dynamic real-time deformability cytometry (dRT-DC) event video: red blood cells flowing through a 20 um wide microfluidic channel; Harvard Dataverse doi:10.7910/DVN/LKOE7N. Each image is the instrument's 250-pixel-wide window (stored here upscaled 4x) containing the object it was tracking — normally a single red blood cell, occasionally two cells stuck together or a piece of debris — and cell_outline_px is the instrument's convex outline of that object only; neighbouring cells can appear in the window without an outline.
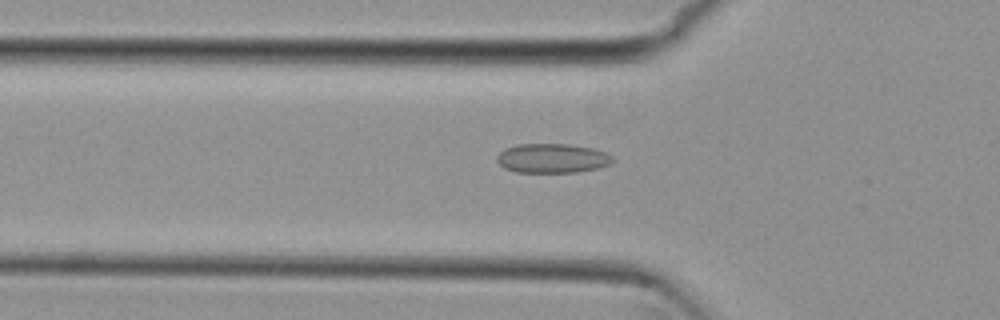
{"species": "common noctule bat (a hibernating species)", "species_latin": "Nyctalus noctula", "temperature_condition": "cold", "stored_images_in_passage": 51, "camera_frame_rate_fps": 3000, "um_per_image_px": 0.085, "animal": {"sex": "female", "body_mass_g": 29.2, "forearm_length_mm": 56.3}, "frame": {"image": 1, "passage_image": 15, "time_ms": 4.667, "image_size_px": [1000, 320], "cell_outline_px": [[616, 160], [608, 164], [596, 168], [576, 172], [516, 172], [504, 168], [496, 160], [496, 156], [504, 148], [516, 144], [568, 144], [592, 148], [604, 152], [612, 156]], "centroid_in_image_um": [46.9, 13.45], "position_along_channel_um": 78.9, "area_um2": 19.77}}
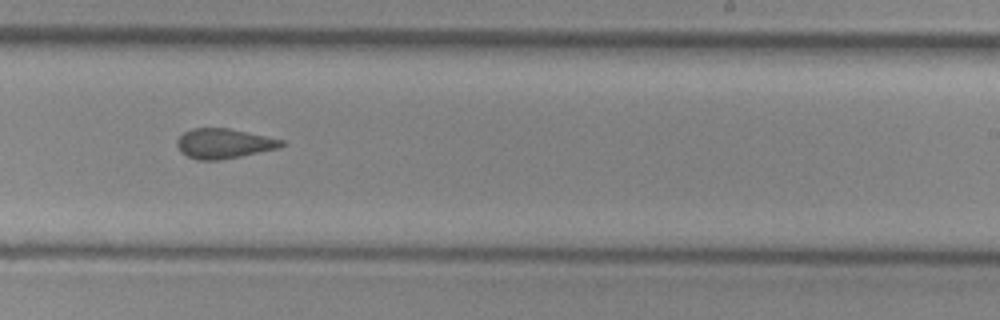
{"frame": {"image": 2, "passage_image": 30, "time_ms": 9.667, "image_size_px": [1000, 320], "cell_outline_px": [[284, 144], [280, 148], [220, 160], [196, 160], [180, 152], [176, 144], [176, 140], [184, 132], [192, 128], [228, 128], [284, 140]], "centroid_in_image_um": [19.0, 12.2], "position_along_channel_um": 270.0, "area_um2": 18.15}}
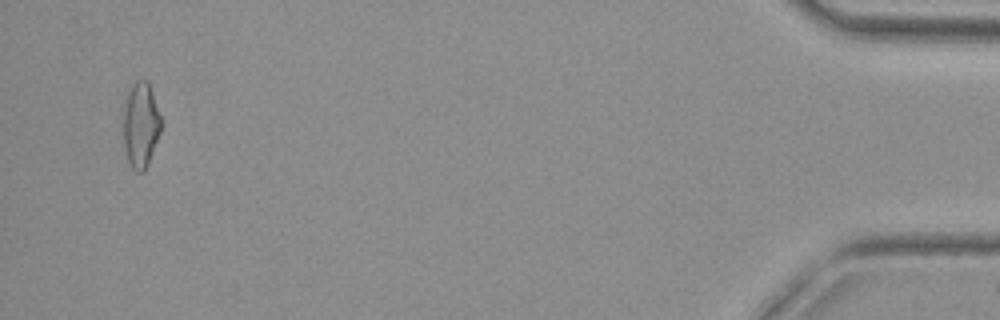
{"frame": {"image": 3, "passage_image": 49, "time_ms": 16.0, "image_size_px": [1000, 320], "cell_outline_px": [[160, 132], [148, 164], [144, 172], [136, 172], [132, 168], [128, 160], [124, 148], [120, 120], [124, 92], [136, 80], [148, 80], [160, 116]], "centroid_in_image_um": [11.87, 10.57], "position_along_channel_um": 423.3, "area_um2": 19.65}, "authors_computed_cell_mechanics": {"area_um2": 18.8428, "velocity_mm_per_s": 3.8163, "shape_relaxation_time_tau1_ms": null, "shape_relaxation_time_tau2_ms": 2.8891, "deformation_change_tau1": null, "deformation_change_tau2": 0.0906}}